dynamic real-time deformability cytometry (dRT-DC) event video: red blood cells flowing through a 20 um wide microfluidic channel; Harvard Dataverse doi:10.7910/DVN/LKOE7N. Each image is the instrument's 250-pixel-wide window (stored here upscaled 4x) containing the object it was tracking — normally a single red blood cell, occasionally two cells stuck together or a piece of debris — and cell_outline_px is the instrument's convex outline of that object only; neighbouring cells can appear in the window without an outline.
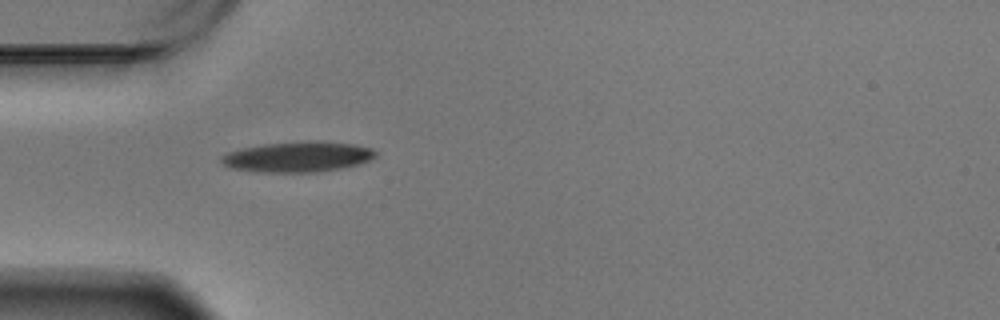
{"species": "Egyptian fruit bat (a non-hibernating species)", "species_latin": "Rousettus aegyptiacus", "temperature_condition": "warm", "stored_images_in_passage": 41, "camera_frame_rate_fps": 3000, "um_per_image_px": 0.085, "animal": {"sex": "male"}, "frame": {"image": 1, "passage_image": 1, "time_ms": 0.0, "image_size_px": [1000, 320], "cell_outline_px": [[376, 156], [372, 160], [360, 164], [320, 172], [256, 172], [232, 168], [224, 164], [220, 160], [220, 156], [228, 152], [244, 148], [264, 144], [316, 140], [356, 144], [372, 148], [376, 152]], "centroid_in_image_um": [25.36, 13.33], "position_along_channel_um": 59.6, "area_um2": 27.51}}
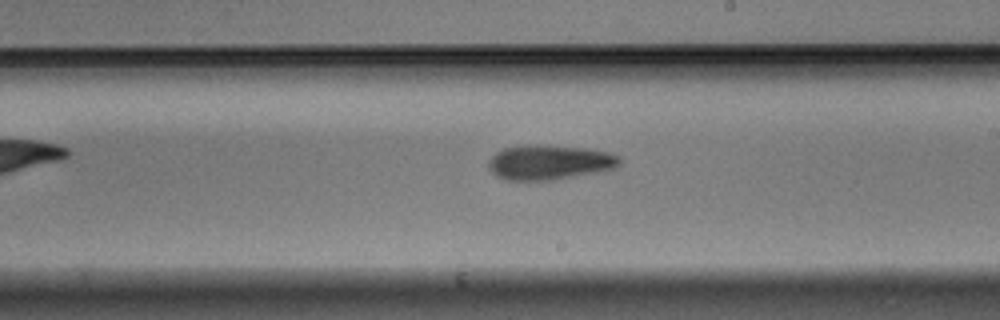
{"frame": {"image": 2, "passage_image": 17, "time_ms": 5.333, "image_size_px": [1000, 320], "cell_outline_px": [[620, 164], [612, 168], [596, 172], [556, 180], [504, 180], [496, 176], [488, 168], [488, 160], [496, 152], [504, 148], [536, 144], [584, 148], [604, 152], [620, 156]], "centroid_in_image_um": [46.64, 13.8], "position_along_channel_um": 242.4, "area_um2": 26.41}}
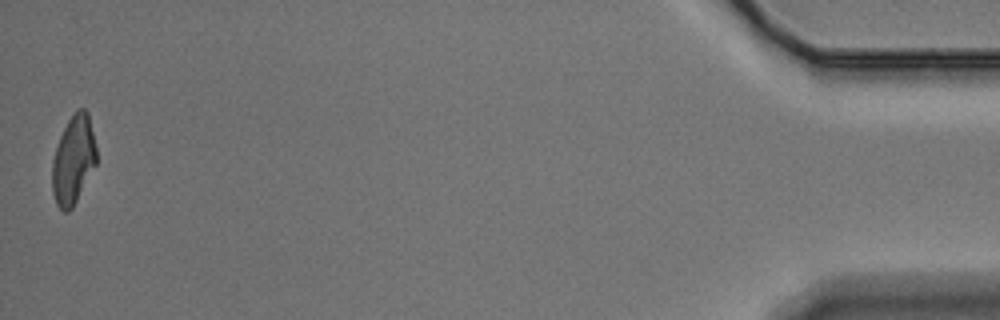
{"frame": {"image": 3, "passage_image": 41, "time_ms": 13.333, "image_size_px": [1000, 320], "cell_outline_px": [[96, 164], [72, 208], [68, 212], [64, 212], [56, 204], [52, 192], [52, 160], [60, 136], [68, 120], [80, 108], [84, 108], [88, 112], [96, 148]], "centroid_in_image_um": [6.22, 13.61], "position_along_channel_um": 429.0, "area_um2": 22.54}, "authors_computed_cell_mechanics": {"area_um2": 24.854, "velocity_mm_per_s": 3.4753, "shape_relaxation_time_tau1_ms": 5.2125, "shape_relaxation_time_tau2_ms": 5.7608, "deformation_change_tau1": 0.1559, "deformation_change_tau2": 0.1489}}